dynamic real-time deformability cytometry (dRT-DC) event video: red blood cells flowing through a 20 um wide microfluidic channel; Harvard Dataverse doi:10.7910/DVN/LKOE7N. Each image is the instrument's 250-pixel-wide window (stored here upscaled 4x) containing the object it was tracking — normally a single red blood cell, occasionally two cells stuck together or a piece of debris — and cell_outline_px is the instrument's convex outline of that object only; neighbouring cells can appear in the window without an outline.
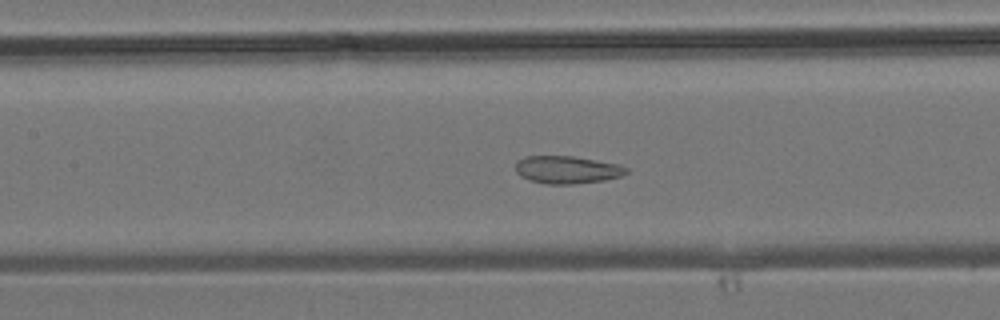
{"species": "common noctule bat (a hibernating species)", "species_latin": "Nyctalus noctula", "temperature_condition": "room temperature", "stored_images_in_passage": 36, "camera_frame_rate_fps": 3000, "um_per_image_px": 0.085, "animal": {"sex": "male", "body_mass_g": 19.2, "forearm_length_mm": 51.8}, "frame": {"image": 1, "passage_image": 11, "time_ms": 3.333, "image_size_px": [1000, 320], "cell_outline_px": [[628, 172], [620, 176], [604, 180], [572, 184], [544, 184], [528, 180], [520, 176], [516, 172], [516, 160], [524, 156], [572, 156], [620, 164], [628, 168]], "centroid_in_image_um": [48.17, 14.42], "position_along_channel_um": 159.2, "area_um2": 17.98}}
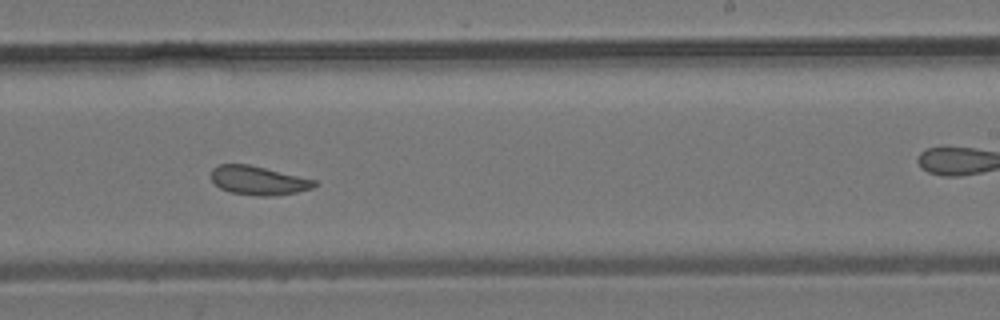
{"frame": {"image": 2, "passage_image": 18, "time_ms": 5.667, "image_size_px": [1000, 320], "cell_outline_px": [[316, 184], [312, 188], [296, 192], [268, 196], [256, 196], [228, 192], [220, 188], [212, 180], [212, 168], [220, 164], [248, 164], [316, 180]], "centroid_in_image_um": [21.93, 15.34], "position_along_channel_um": 267.1, "area_um2": 17.17}}
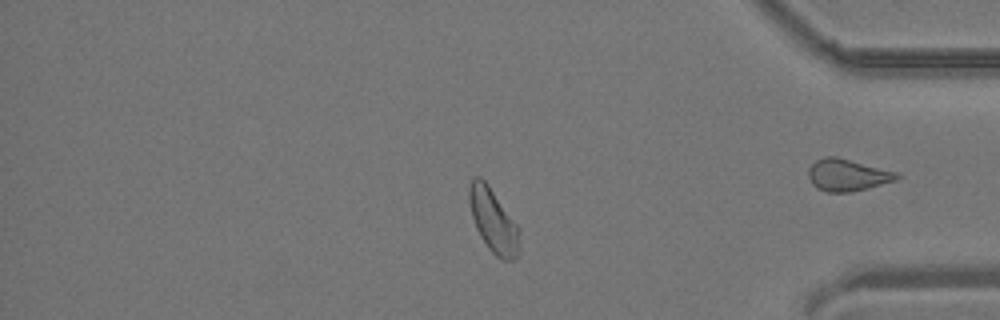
{"frame": {"image": 3, "passage_image": 28, "time_ms": 9.0, "image_size_px": [1000, 320], "cell_outline_px": [[520, 228], [516, 260], [500, 260], [488, 248], [480, 236], [476, 228], [472, 216], [468, 200], [468, 188], [472, 176], [480, 176], [488, 184]], "centroid_in_image_um": [41.91, 18.73], "position_along_channel_um": 393.3, "area_um2": 18.79}}